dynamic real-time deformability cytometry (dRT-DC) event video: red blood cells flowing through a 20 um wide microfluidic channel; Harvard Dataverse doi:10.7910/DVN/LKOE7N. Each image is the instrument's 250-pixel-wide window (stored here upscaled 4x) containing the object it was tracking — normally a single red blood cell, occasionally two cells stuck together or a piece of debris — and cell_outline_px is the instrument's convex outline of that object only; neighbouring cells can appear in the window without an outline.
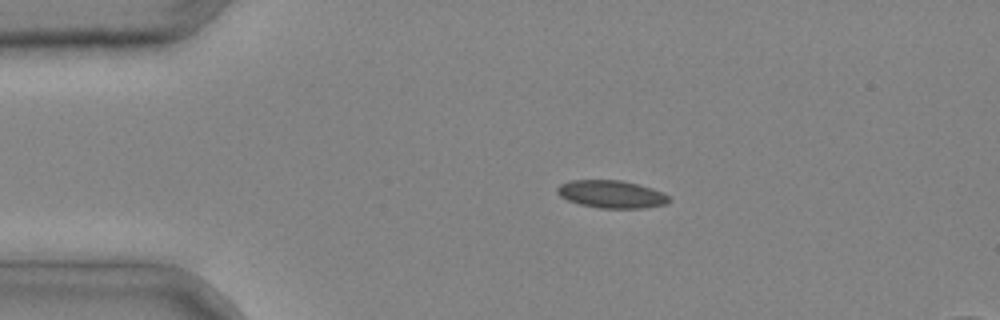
{"species": "common noctule bat (a hibernating species)", "species_latin": "Nyctalus noctula", "temperature_condition": "cold", "stored_images_in_passage": 2, "camera_frame_rate_fps": 3000, "um_per_image_px": 0.085, "animal": {"sex": "male", "body_mass_g": 20.4}, "frame": {"image": 1, "passage_image": 1, "time_ms": 0.0, "image_size_px": [1000, 320], "cell_outline_px": [[668, 204], [644, 208], [600, 208], [580, 204], [568, 200], [560, 196], [556, 192], [556, 188], [560, 184], [568, 180], [620, 180], [652, 188], [664, 192], [668, 196]], "centroid_in_image_um": [51.96, 16.5], "position_along_channel_um": 33.0, "area_um2": 18.03}}